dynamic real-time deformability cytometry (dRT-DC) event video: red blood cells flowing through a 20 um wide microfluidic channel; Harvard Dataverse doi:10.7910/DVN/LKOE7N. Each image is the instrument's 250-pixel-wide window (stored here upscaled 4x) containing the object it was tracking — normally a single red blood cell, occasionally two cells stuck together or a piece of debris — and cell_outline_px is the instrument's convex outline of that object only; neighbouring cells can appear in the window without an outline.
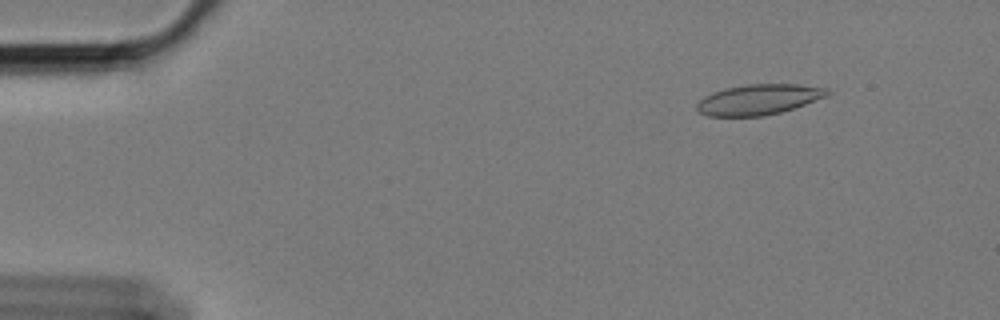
{"species": "Egyptian fruit bat (a non-hibernating species)", "species_latin": "Rousettus aegyptiacus", "temperature_condition": "cold", "stored_images_in_passage": 55, "camera_frame_rate_fps": 3000, "um_per_image_px": 0.085, "animal": {"sex": "female"}, "frame": {"image": 1, "passage_image": 3, "time_ms": 0.667, "image_size_px": [1000, 320], "cell_outline_px": [[832, 92], [828, 96], [780, 112], [764, 116], [708, 116], [700, 112], [696, 108], [696, 104], [704, 96], [712, 92], [724, 88], [744, 84], [796, 84], [828, 88]], "centroid_in_image_um": [64.48, 8.45], "position_along_channel_um": 20.5, "area_um2": 23.18}}
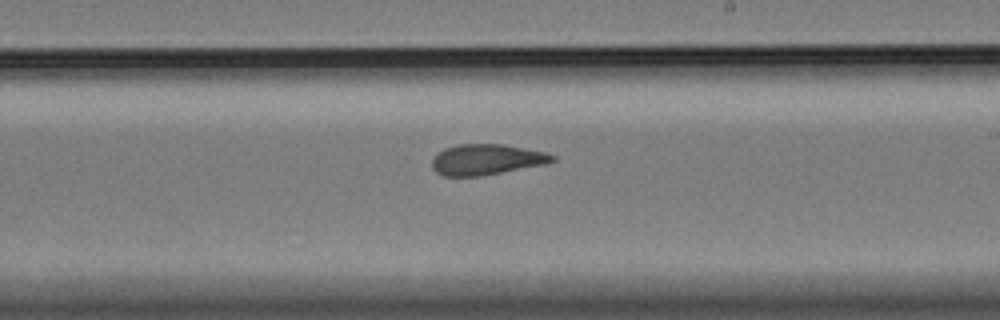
{"frame": {"image": 2, "passage_image": 31, "time_ms": 10.0, "image_size_px": [1000, 320], "cell_outline_px": [[556, 160], [544, 164], [500, 172], [476, 176], [444, 176], [436, 172], [432, 168], [432, 160], [436, 152], [444, 148], [456, 144], [504, 144], [544, 152], [556, 156]], "centroid_in_image_um": [41.29, 13.54], "position_along_channel_um": 247.7, "area_um2": 21.39}}
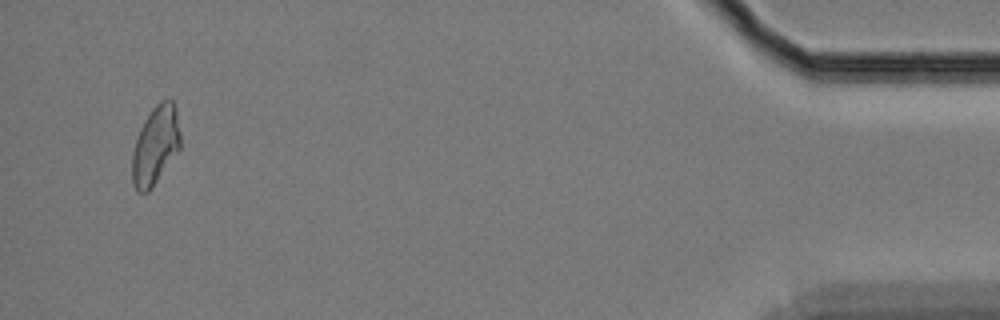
{"frame": {"image": 3, "passage_image": 53, "time_ms": 17.333, "image_size_px": [1000, 320], "cell_outline_px": [[180, 148], [152, 188], [148, 192], [136, 192], [132, 184], [132, 152], [140, 128], [144, 120], [152, 108], [160, 100], [172, 100], [176, 108], [180, 132]], "centroid_in_image_um": [13.2, 12.37], "position_along_channel_um": 422.0, "area_um2": 22.14}, "authors_computed_cell_mechanics": {"area_um2": 22.4264, "velocity_mm_per_s": 3.3783, "shape_relaxation_time_tau1_ms": null, "shape_relaxation_time_tau2_ms": 2.6346, "deformation_change_tau1": null, "deformation_change_tau2": 0.0783}}